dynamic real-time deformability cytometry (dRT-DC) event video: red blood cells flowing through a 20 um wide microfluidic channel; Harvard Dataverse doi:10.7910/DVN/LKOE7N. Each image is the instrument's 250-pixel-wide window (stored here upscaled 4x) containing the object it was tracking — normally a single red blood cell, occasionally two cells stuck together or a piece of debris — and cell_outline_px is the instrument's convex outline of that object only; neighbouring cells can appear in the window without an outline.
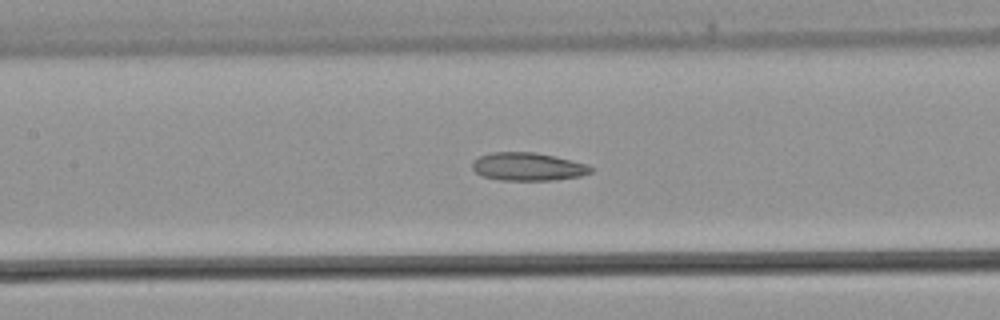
{"species": "common noctule bat (a hibernating species)", "species_latin": "Nyctalus noctula", "temperature_condition": "warm", "stored_images_in_passage": 43, "camera_frame_rate_fps": 3000, "um_per_image_px": 0.085, "animal": {"sex": "male", "body_mass_g": 21.5, "forearm_length_mm": 52.0}, "frame": {"image": 1, "passage_image": 19, "time_ms": 6.0, "image_size_px": [1000, 320], "cell_outline_px": [[592, 172], [580, 176], [552, 180], [500, 180], [480, 176], [472, 168], [472, 160], [480, 156], [492, 152], [536, 152], [588, 164], [592, 168]], "centroid_in_image_um": [44.84, 14.16], "position_along_channel_um": 162.6, "area_um2": 19.42}}